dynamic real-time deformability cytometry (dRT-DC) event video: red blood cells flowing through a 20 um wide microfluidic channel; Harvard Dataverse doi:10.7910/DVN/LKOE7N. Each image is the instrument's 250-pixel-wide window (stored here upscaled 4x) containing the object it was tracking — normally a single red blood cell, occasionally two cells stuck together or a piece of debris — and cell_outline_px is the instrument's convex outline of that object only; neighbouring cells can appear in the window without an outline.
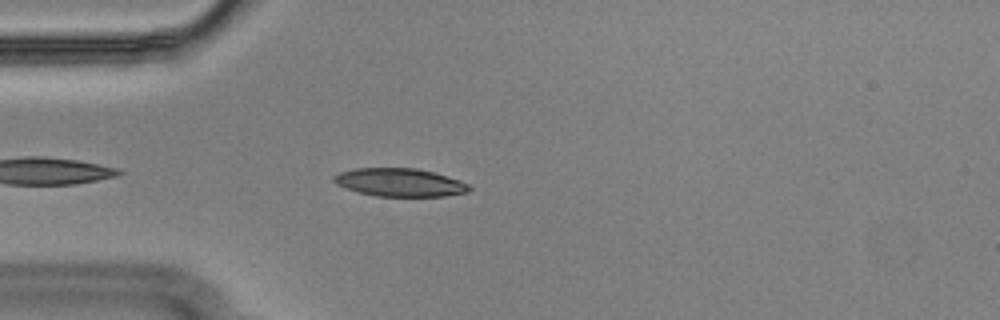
{"species": "Egyptian fruit bat (a non-hibernating species)", "species_latin": "Rousettus aegyptiacus", "temperature_condition": "cold", "stored_images_in_passage": 44, "camera_frame_rate_fps": 3000, "um_per_image_px": 0.085, "animal": {"sex": "male"}, "frame": {"image": 1, "passage_image": 4, "time_ms": 1.0, "image_size_px": [1000, 320], "cell_outline_px": [[472, 188], [468, 192], [444, 196], [376, 196], [360, 192], [336, 184], [332, 180], [332, 176], [340, 172], [356, 168], [416, 168], [432, 172], [460, 180], [468, 184]], "centroid_in_image_um": [33.98, 15.5], "position_along_channel_um": 51.0, "area_um2": 22.02}}
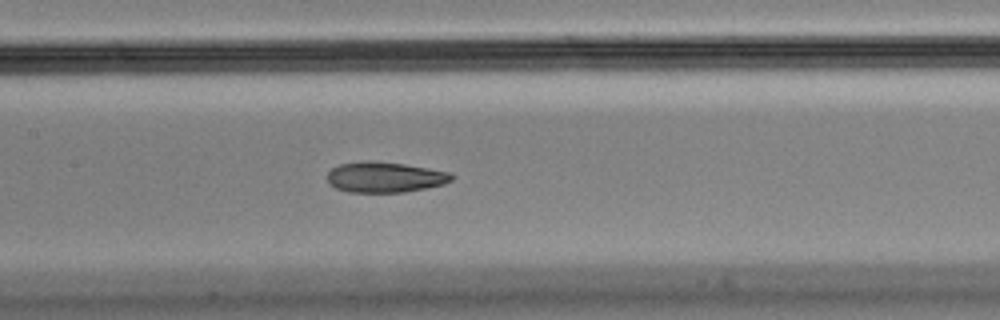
{"frame": {"image": 2, "passage_image": 15, "time_ms": 4.667, "image_size_px": [1000, 320], "cell_outline_px": [[456, 176], [452, 180], [444, 184], [404, 192], [348, 192], [336, 188], [328, 180], [328, 172], [332, 168], [340, 164], [360, 160], [376, 160], [404, 164], [452, 172]], "centroid_in_image_um": [32.74, 15.04], "position_along_channel_um": 174.7, "area_um2": 22.31}}
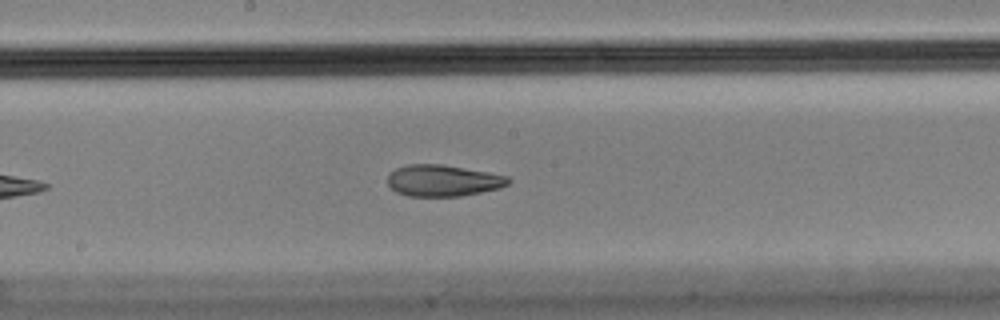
{"frame": {"image": 3, "passage_image": 18, "time_ms": 5.667, "image_size_px": [1000, 320], "cell_outline_px": [[512, 180], [508, 184], [500, 188], [460, 196], [408, 196], [396, 192], [388, 184], [388, 172], [396, 168], [408, 164], [444, 164], [488, 172], [508, 176]], "centroid_in_image_um": [37.65, 15.34], "position_along_channel_um": 210.6, "area_um2": 22.25}, "authors_computed_cell_mechanics": {"area_um2": 22.8021, "velocity_mm_per_s": 3.5919, "shape_relaxation_time_tau1_ms": null, "shape_relaxation_time_tau2_ms": 2.6484, "deformation_change_tau1": null, "deformation_change_tau2": 0.0781}}